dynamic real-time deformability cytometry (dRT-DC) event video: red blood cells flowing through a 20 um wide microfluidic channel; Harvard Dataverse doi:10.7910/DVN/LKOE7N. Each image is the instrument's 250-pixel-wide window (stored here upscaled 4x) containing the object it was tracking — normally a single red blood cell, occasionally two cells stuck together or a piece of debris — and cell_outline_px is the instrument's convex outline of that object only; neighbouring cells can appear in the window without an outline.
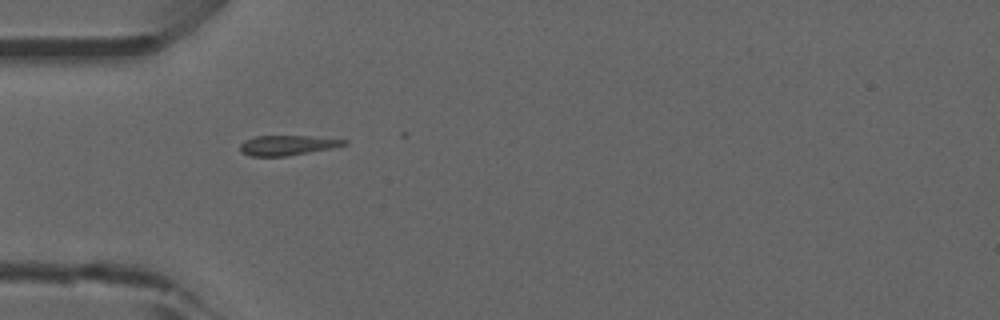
{"species": "common noctule bat (a hibernating species)", "species_latin": "Nyctalus noctula", "temperature_condition": "room temperature", "stored_images_in_passage": 10, "camera_frame_rate_fps": 3000, "um_per_image_px": 0.085, "animal": {"sex": "male", "forearm_length_mm": 52.5}, "frame": {"image": 1, "passage_image": 1, "time_ms": 0.0, "image_size_px": [1000, 320], "cell_outline_px": [[348, 144], [332, 148], [288, 156], [252, 156], [240, 152], [240, 144], [244, 140], [256, 136], [308, 136], [348, 140]], "centroid_in_image_um": [24.42, 12.35], "position_along_channel_um": 60.6, "area_um2": 12.08}}
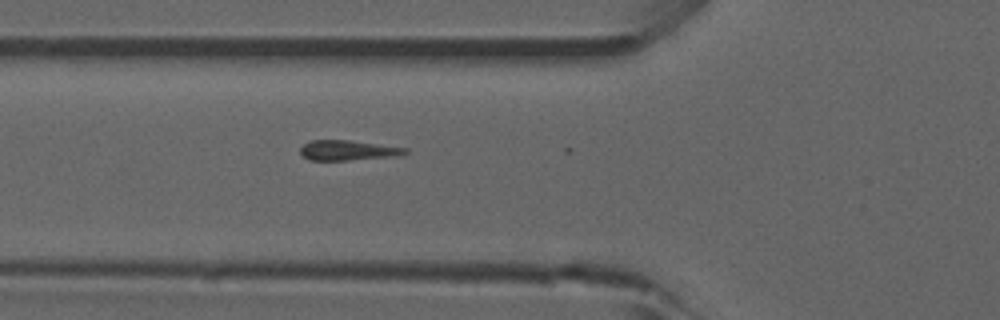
{"frame": {"image": 2, "passage_image": 4, "time_ms": 1.0, "image_size_px": [1000, 320], "cell_outline_px": [[408, 152], [400, 156], [348, 160], [308, 160], [300, 152], [300, 148], [308, 140], [348, 140], [408, 148]], "centroid_in_image_um": [29.58, 12.78], "position_along_channel_um": 96.2, "area_um2": 12.31}}
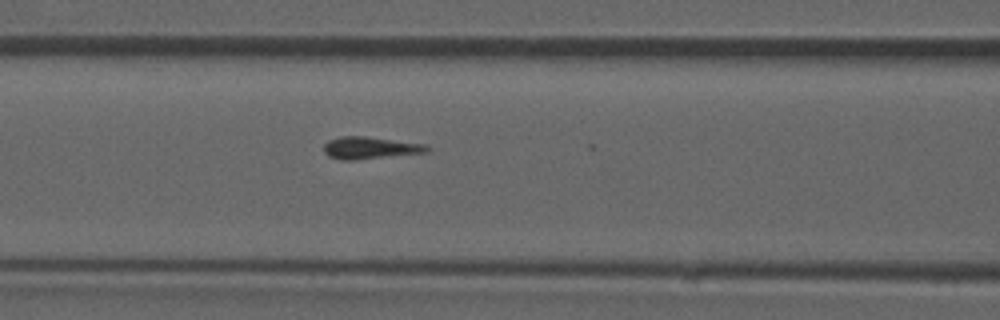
{"frame": {"image": 3, "passage_image": 7, "time_ms": 2.0, "image_size_px": [1000, 320], "cell_outline_px": [[428, 152], [356, 160], [340, 160], [328, 156], [324, 152], [324, 144], [328, 140], [340, 136], [364, 136], [428, 144]], "centroid_in_image_um": [31.44, 12.57], "position_along_channel_um": 135.2, "area_um2": 13.41}}